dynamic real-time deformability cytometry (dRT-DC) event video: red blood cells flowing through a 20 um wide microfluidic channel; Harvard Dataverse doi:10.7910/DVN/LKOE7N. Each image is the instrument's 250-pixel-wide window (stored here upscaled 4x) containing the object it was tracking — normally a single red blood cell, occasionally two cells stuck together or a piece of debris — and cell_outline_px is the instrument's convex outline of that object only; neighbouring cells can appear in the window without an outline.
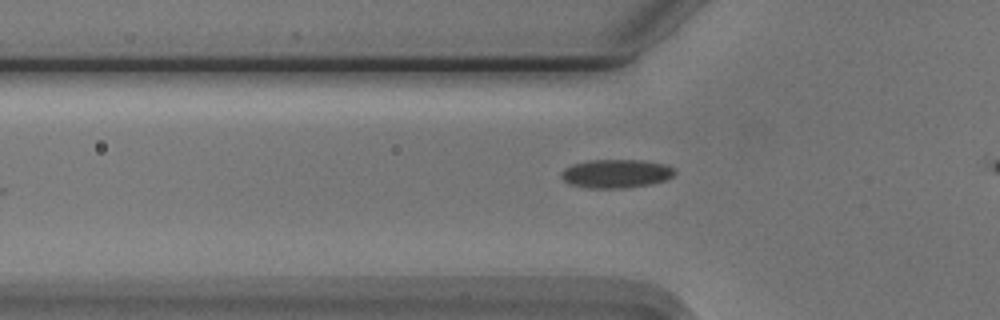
{"species": "Egyptian fruit bat (a non-hibernating species)", "species_latin": "Rousettus aegyptiacus", "temperature_condition": "cold", "stored_images_in_passage": 6, "camera_frame_rate_fps": 3000, "um_per_image_px": 0.085, "animal": {"sex": "male"}, "frame": {"image": 1, "passage_image": 3, "time_ms": 0.667, "image_size_px": [1000, 320], "cell_outline_px": [[676, 172], [672, 176], [664, 180], [652, 184], [628, 188], [588, 188], [568, 184], [560, 176], [560, 172], [564, 168], [572, 164], [588, 160], [640, 160], [664, 164], [676, 168]], "centroid_in_image_um": [52.35, 14.76], "position_along_channel_um": 73.5, "area_um2": 19.13}}